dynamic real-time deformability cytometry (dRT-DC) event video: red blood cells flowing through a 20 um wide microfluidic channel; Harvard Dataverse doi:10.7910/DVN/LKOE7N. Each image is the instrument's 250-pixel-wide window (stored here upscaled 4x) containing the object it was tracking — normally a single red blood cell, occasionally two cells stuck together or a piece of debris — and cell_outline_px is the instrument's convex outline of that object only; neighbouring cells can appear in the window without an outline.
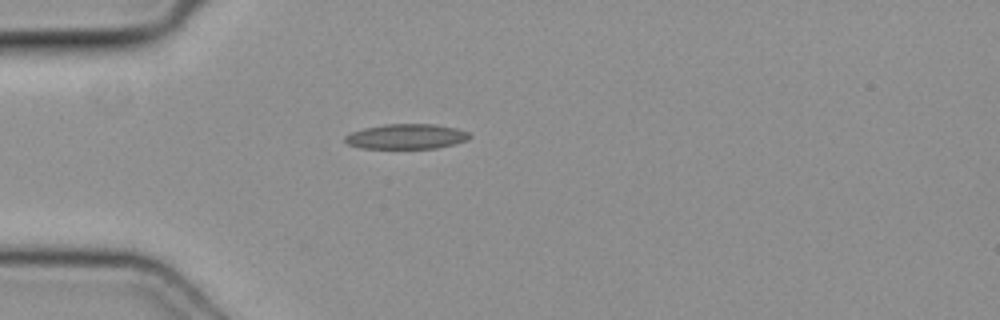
{"species": "common noctule bat (a hibernating species)", "species_latin": "Nyctalus noctula", "temperature_condition": "cold", "stored_images_in_passage": 36, "camera_frame_rate_fps": 3000, "um_per_image_px": 0.085, "animal": {"sex": "female", "body_mass_g": 19.3, "forearm_length_mm": 54.1}, "frame": {"image": 1, "passage_image": 1, "time_ms": 0.0, "image_size_px": [1000, 320], "cell_outline_px": [[472, 136], [468, 140], [456, 144], [436, 148], [360, 148], [348, 144], [344, 140], [344, 136], [352, 132], [364, 128], [384, 124], [436, 124], [456, 128], [468, 132]], "centroid_in_image_um": [34.57, 11.6], "position_along_channel_um": 50.4, "area_um2": 18.26}}
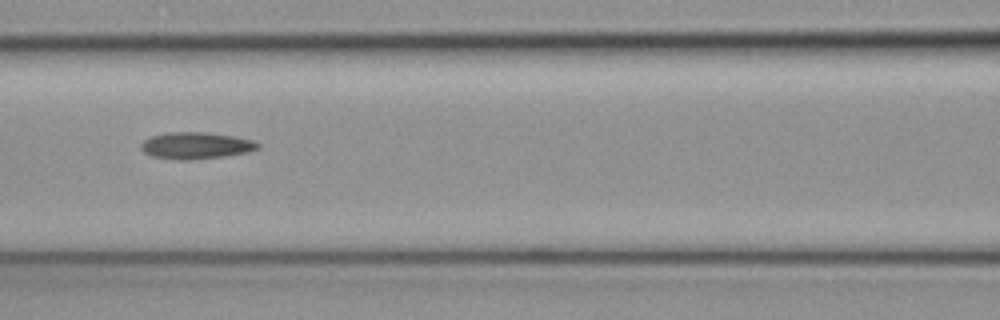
{"frame": {"image": 2, "passage_image": 9, "time_ms": 2.667, "image_size_px": [1000, 320], "cell_outline_px": [[260, 148], [248, 152], [224, 156], [188, 160], [180, 160], [152, 156], [144, 152], [140, 148], [140, 144], [144, 140], [152, 136], [168, 132], [204, 132], [232, 136], [252, 140], [260, 144]], "centroid_in_image_um": [16.64, 12.37], "position_along_channel_um": 150.0, "area_um2": 18.09}}
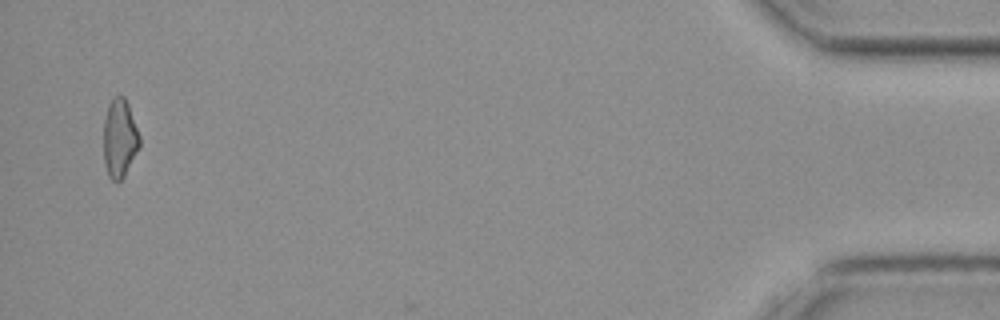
{"frame": {"image": 3, "passage_image": 35, "time_ms": 11.333, "image_size_px": [1000, 320], "cell_outline_px": [[140, 148], [124, 176], [116, 184], [108, 176], [104, 164], [104, 120], [108, 108], [112, 100], [116, 96], [124, 96], [128, 104], [140, 136]], "centroid_in_image_um": [10.18, 11.81], "position_along_channel_um": 425.0, "area_um2": 16.47}}